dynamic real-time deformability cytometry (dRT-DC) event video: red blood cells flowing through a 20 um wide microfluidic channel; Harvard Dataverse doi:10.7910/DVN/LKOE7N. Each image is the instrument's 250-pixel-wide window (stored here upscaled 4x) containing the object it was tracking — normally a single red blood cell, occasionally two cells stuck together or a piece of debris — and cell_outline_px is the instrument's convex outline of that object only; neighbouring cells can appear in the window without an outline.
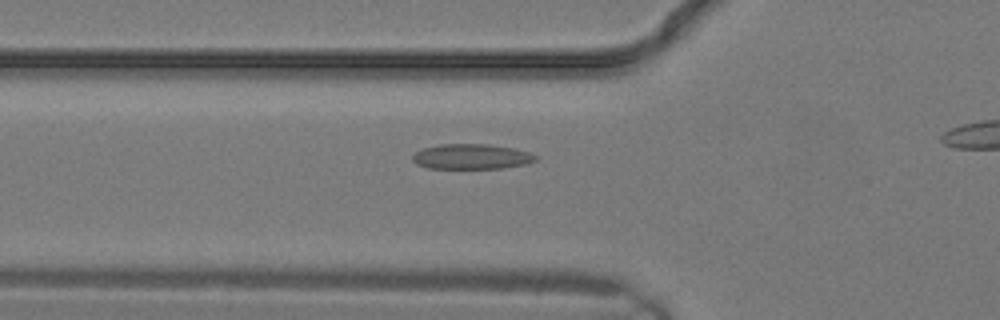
{"species": "common noctule bat (a hibernating species)", "species_latin": "Nyctalus noctula", "temperature_condition": "warm", "stored_images_in_passage": 4, "camera_frame_rate_fps": 3000, "um_per_image_px": 0.085, "animal": {"sex": "male", "body_mass_g": 19.2, "forearm_length_mm": 51.8}, "frame": {"image": 1, "passage_image": 2, "time_ms": 0.333, "image_size_px": [1000, 320], "cell_outline_px": [[536, 160], [528, 164], [504, 168], [428, 168], [416, 164], [412, 160], [412, 156], [416, 152], [424, 148], [440, 144], [488, 144], [512, 148], [528, 152], [536, 156]], "centroid_in_image_um": [40.07, 13.31], "position_along_channel_um": 85.7, "area_um2": 17.98}}
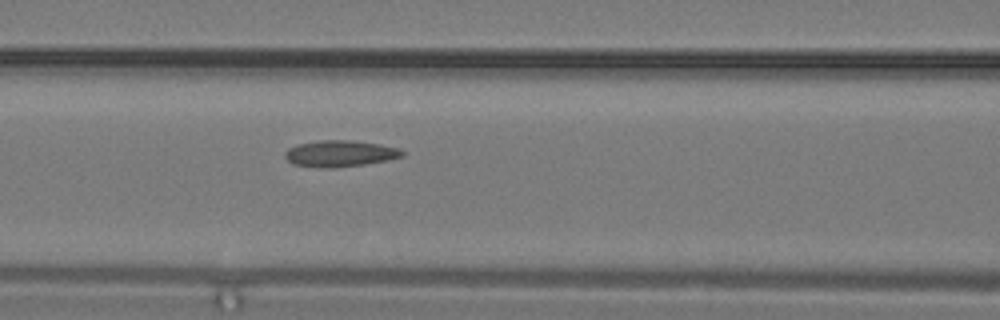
{"frame": {"image": 2, "passage_image": 4, "time_ms": 1.0, "image_size_px": [1000, 320], "cell_outline_px": [[404, 156], [388, 160], [364, 164], [332, 168], [316, 168], [292, 164], [284, 156], [284, 152], [288, 148], [296, 144], [320, 140], [348, 140], [380, 144], [400, 148], [404, 152]], "centroid_in_image_um": [28.87, 13.05], "position_along_channel_um": 137.7, "area_um2": 18.21}}